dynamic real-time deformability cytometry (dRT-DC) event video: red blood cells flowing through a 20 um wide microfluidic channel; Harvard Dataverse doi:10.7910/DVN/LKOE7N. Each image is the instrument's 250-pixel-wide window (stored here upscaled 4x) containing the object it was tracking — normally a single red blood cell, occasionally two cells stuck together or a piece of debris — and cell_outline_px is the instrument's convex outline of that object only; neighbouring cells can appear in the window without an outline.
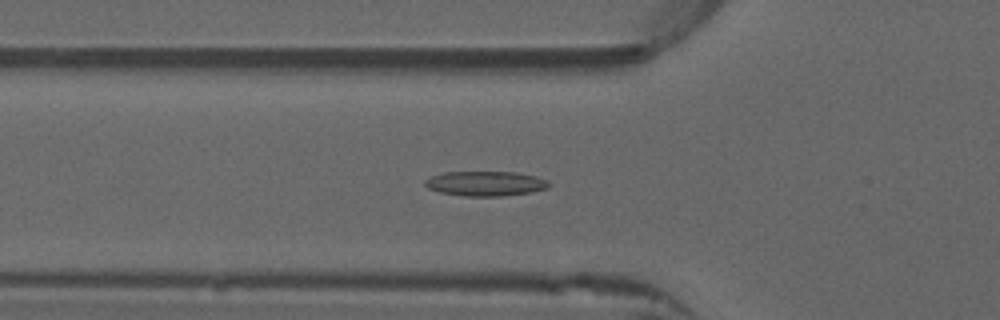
{"species": "common noctule bat (a hibernating species)", "species_latin": "Nyctalus noctula", "temperature_condition": "warm", "stored_images_in_passage": 52, "camera_frame_rate_fps": 3000, "um_per_image_px": 0.085, "animal": {"sex": "male", "forearm_length_mm": 52.5}, "frame": {"image": 1, "passage_image": 18, "time_ms": 5.667, "image_size_px": [1000, 320], "cell_outline_px": [[552, 184], [548, 188], [532, 192], [500, 196], [464, 196], [440, 192], [428, 188], [424, 184], [424, 180], [432, 176], [444, 172], [516, 172], [536, 176], [548, 180]], "centroid_in_image_um": [41.3, 15.6], "position_along_channel_um": 84.5, "area_um2": 17.98}}
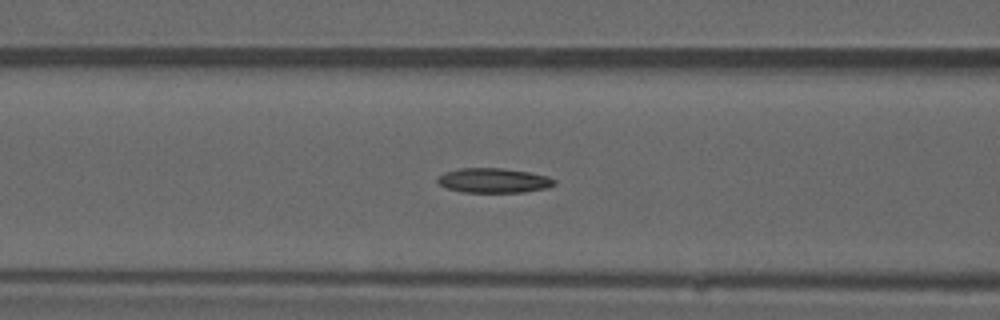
{"frame": {"image": 2, "passage_image": 21, "time_ms": 6.667, "image_size_px": [1000, 320], "cell_outline_px": [[556, 184], [548, 188], [524, 192], [460, 192], [448, 188], [440, 184], [436, 180], [436, 176], [444, 172], [460, 168], [500, 168], [528, 172], [548, 176], [556, 180]], "centroid_in_image_um": [41.95, 15.34], "position_along_channel_um": 124.6, "area_um2": 16.88}}
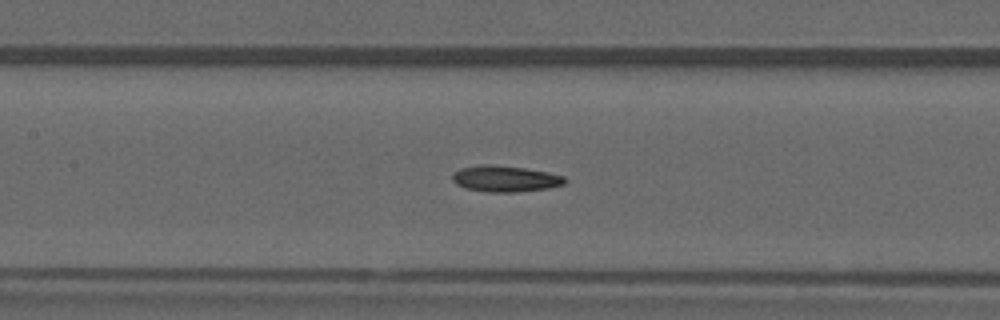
{"frame": {"image": 3, "passage_image": 24, "time_ms": 7.667, "image_size_px": [1000, 320], "cell_outline_px": [[568, 180], [564, 184], [548, 188], [516, 192], [488, 192], [464, 188], [456, 184], [452, 180], [452, 176], [460, 168], [480, 164], [492, 164], [524, 168], [548, 172], [564, 176]], "centroid_in_image_um": [42.94, 15.19], "position_along_channel_um": 164.5, "area_um2": 17.22}}